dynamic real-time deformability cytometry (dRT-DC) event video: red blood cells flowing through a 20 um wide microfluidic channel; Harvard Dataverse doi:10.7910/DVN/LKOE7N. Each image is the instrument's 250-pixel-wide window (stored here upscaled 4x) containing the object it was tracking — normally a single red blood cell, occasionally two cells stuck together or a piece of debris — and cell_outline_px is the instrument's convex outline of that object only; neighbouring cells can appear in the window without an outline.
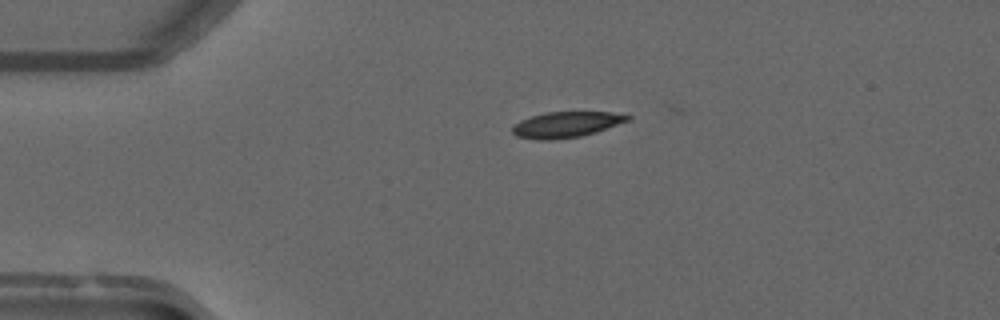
{"species": "common noctule bat (a hibernating species)", "species_latin": "Nyctalus noctula", "temperature_condition": "warm", "stored_images_in_passage": 47, "camera_frame_rate_fps": 3000, "um_per_image_px": 0.085, "animal": {"sex": "male", "forearm_length_mm": 52.5}, "frame": {"image": 1, "passage_image": 7, "time_ms": 2.0, "image_size_px": [1000, 320], "cell_outline_px": [[632, 116], [628, 120], [596, 132], [580, 136], [548, 140], [540, 140], [516, 136], [512, 132], [512, 128], [520, 120], [544, 112], [612, 112]], "centroid_in_image_um": [48.11, 10.58], "position_along_channel_um": 36.9, "area_um2": 17.05}}
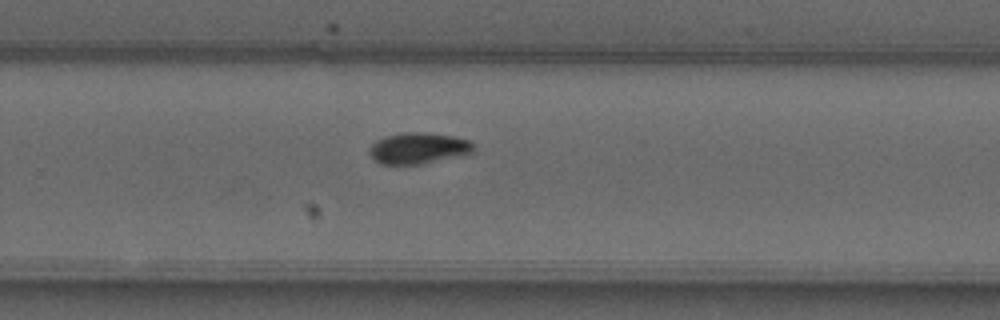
{"frame": {"image": 2, "passage_image": 29, "time_ms": 9.333, "image_size_px": [1000, 320], "cell_outline_px": [[472, 152], [420, 164], [384, 164], [376, 160], [372, 156], [372, 144], [376, 140], [384, 136], [404, 132], [428, 132], [452, 136], [468, 140], [472, 144]], "centroid_in_image_um": [35.54, 12.57], "position_along_channel_um": 294.3, "area_um2": 18.32}}
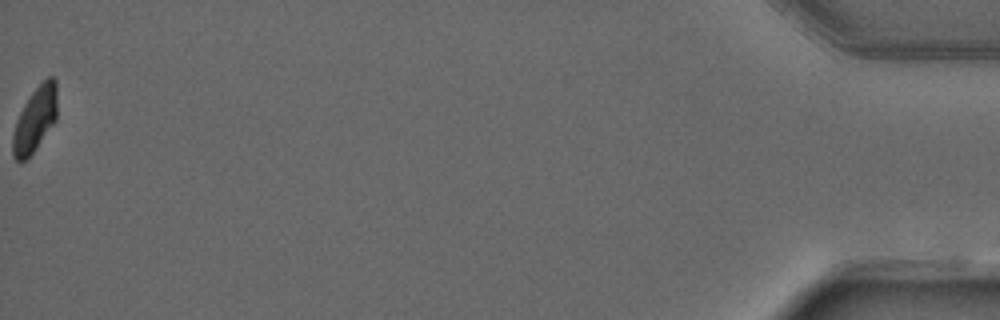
{"frame": {"image": 3, "passage_image": 47, "time_ms": 15.333, "image_size_px": [1000, 320], "cell_outline_px": [[56, 120], [32, 152], [24, 160], [16, 160], [12, 156], [12, 136], [16, 120], [24, 104], [32, 92], [48, 76], [52, 76], [56, 80]], "centroid_in_image_um": [2.96, 10.13], "position_along_channel_um": 432.2, "area_um2": 16.42}, "authors_computed_cell_mechanics": {"area_um2": 17.8602, "velocity_mm_per_s": 4.0154, "shape_relaxation_time_tau1_ms": 6.4835, "shape_relaxation_time_tau2_ms": 4.7301, "deformation_change_tau1": 0.1868, "deformation_change_tau2": 0.0682}}